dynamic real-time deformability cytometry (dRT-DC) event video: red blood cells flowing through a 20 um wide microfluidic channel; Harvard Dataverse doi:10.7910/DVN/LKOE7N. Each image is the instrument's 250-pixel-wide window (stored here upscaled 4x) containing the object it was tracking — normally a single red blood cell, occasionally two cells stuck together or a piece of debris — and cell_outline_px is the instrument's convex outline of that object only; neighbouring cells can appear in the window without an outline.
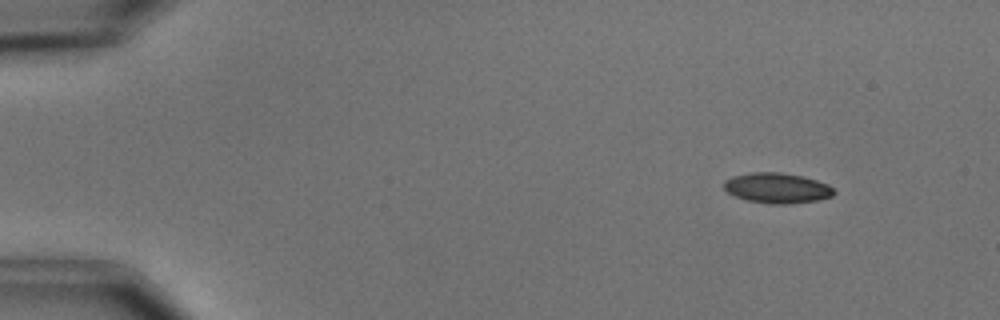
{"species": "common noctule bat (a hibernating species)", "species_latin": "Nyctalus noctula", "temperature_condition": "cold", "stored_images_in_passage": 5, "camera_frame_rate_fps": 3000, "um_per_image_px": 0.085, "animal": {"sex": "male", "body_mass_g": 15.6}, "frame": {"image": 1, "passage_image": 2, "time_ms": 1.333, "image_size_px": [1000, 320], "cell_outline_px": [[836, 192], [832, 196], [816, 200], [788, 204], [772, 204], [748, 200], [736, 196], [728, 192], [724, 188], [724, 180], [732, 176], [752, 172], [780, 172], [800, 176], [816, 180], [828, 184]], "centroid_in_image_um": [66.04, 15.97], "position_along_channel_um": 19.0, "area_um2": 19.25}}
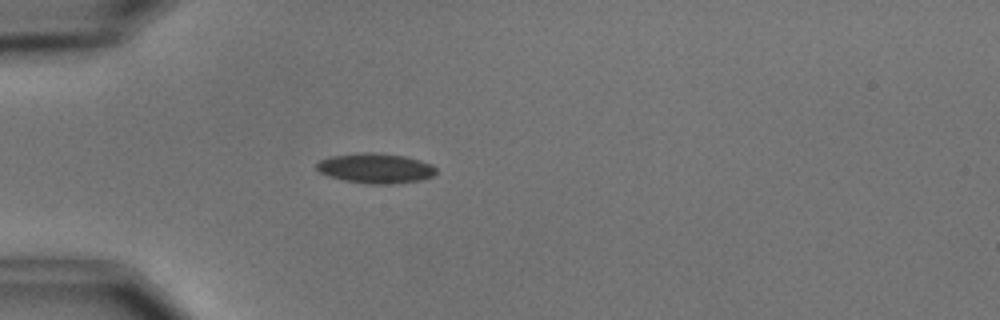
{"frame": {"image": 2, "passage_image": 5, "time_ms": 4.667, "image_size_px": [1000, 320], "cell_outline_px": [[436, 172], [432, 176], [420, 180], [388, 184], [372, 184], [344, 180], [328, 176], [320, 172], [316, 168], [316, 164], [320, 160], [332, 156], [360, 152], [376, 152], [404, 156], [420, 160], [432, 164], [436, 168]], "centroid_in_image_um": [31.92, 14.29], "position_along_channel_um": 53.1, "area_um2": 20.81}}